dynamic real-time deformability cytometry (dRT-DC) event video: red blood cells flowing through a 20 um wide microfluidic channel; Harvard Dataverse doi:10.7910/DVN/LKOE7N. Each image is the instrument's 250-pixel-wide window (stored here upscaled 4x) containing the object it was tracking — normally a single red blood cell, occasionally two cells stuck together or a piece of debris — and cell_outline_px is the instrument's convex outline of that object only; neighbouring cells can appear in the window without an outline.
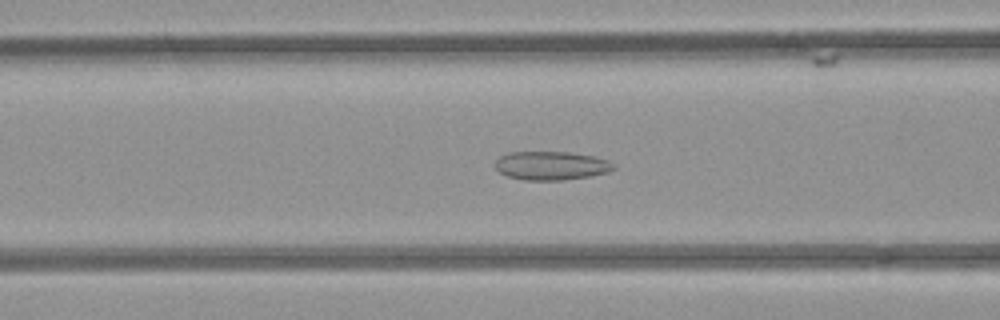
{"species": "common noctule bat (a hibernating species)", "species_latin": "Nyctalus noctula", "temperature_condition": "room temperature", "stored_images_in_passage": 31, "camera_frame_rate_fps": 3000, "um_per_image_px": 0.085, "animal": {"sex": "female", "body_mass_g": 21.9}, "frame": {"image": 1, "passage_image": 5, "time_ms": 1.333, "image_size_px": [1000, 320], "cell_outline_px": [[616, 168], [608, 172], [592, 176], [564, 180], [524, 180], [508, 176], [500, 172], [496, 168], [496, 160], [500, 156], [508, 152], [568, 152], [592, 156], [608, 160], [616, 164]], "centroid_in_image_um": [46.89, 14.08], "position_along_channel_um": 119.7, "area_um2": 19.83}}
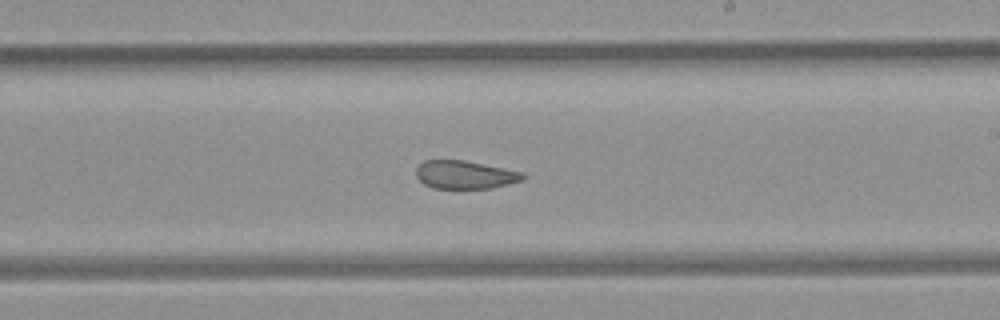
{"frame": {"image": 2, "passage_image": 15, "time_ms": 4.667, "image_size_px": [1000, 320], "cell_outline_px": [[524, 180], [492, 188], [432, 188], [424, 184], [416, 176], [416, 168], [424, 160], [464, 160], [524, 172]], "centroid_in_image_um": [39.52, 14.85], "position_along_channel_um": 249.5, "area_um2": 17.51}}
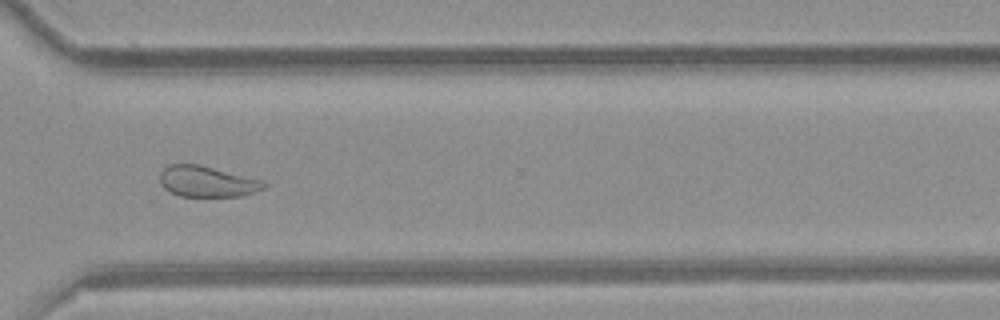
{"frame": {"image": 3, "passage_image": 23, "time_ms": 7.333, "image_size_px": [1000, 320], "cell_outline_px": [[268, 184], [264, 188], [244, 196], [180, 196], [164, 188], [160, 184], [160, 172], [168, 164], [200, 164], [264, 180]], "centroid_in_image_um": [17.62, 15.42], "position_along_channel_um": 353.0, "area_um2": 18.9}}